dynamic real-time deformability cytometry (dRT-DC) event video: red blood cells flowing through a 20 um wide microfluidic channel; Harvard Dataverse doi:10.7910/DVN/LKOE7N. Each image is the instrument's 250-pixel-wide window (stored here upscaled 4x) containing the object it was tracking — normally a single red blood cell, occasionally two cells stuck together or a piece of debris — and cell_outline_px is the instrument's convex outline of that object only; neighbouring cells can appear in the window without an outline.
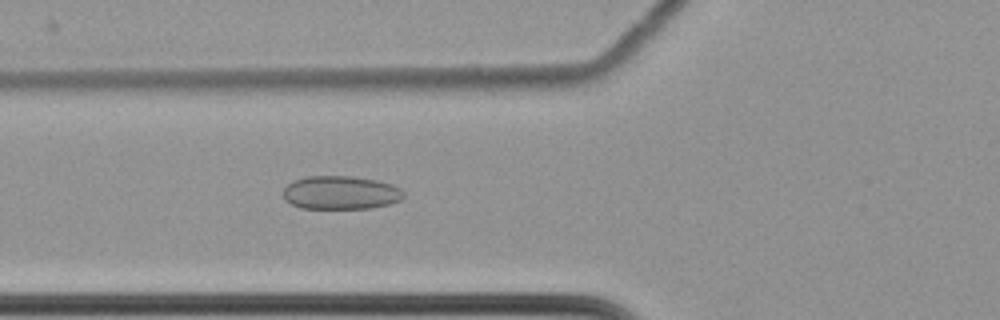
{"species": "common noctule bat (a hibernating species)", "species_latin": "Nyctalus noctula", "temperature_condition": "cold", "stored_images_in_passage": 59, "camera_frame_rate_fps": 3000, "um_per_image_px": 0.085, "animal": {"sex": "female", "body_mass_g": 22.7, "forearm_length_mm": 54.2}, "frame": {"image": 1, "passage_image": 22, "time_ms": 7.0, "image_size_px": [1000, 320], "cell_outline_px": [[404, 196], [400, 200], [388, 204], [372, 208], [300, 208], [284, 200], [284, 188], [292, 180], [308, 176], [352, 176], [376, 180], [392, 184], [400, 188], [404, 192]], "centroid_in_image_um": [28.95, 16.37], "position_along_channel_um": 96.8, "area_um2": 23.52}}
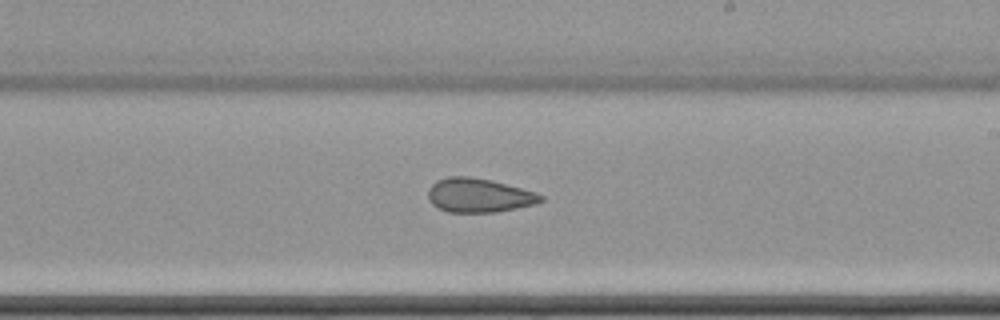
{"frame": {"image": 2, "passage_image": 35, "time_ms": 11.333, "image_size_px": [1000, 320], "cell_outline_px": [[544, 200], [536, 204], [496, 212], [448, 212], [432, 204], [428, 200], [428, 188], [436, 180], [448, 176], [468, 176], [492, 180], [536, 192], [544, 196]], "centroid_in_image_um": [40.7, 16.59], "position_along_channel_um": 248.3, "area_um2": 22.48}}
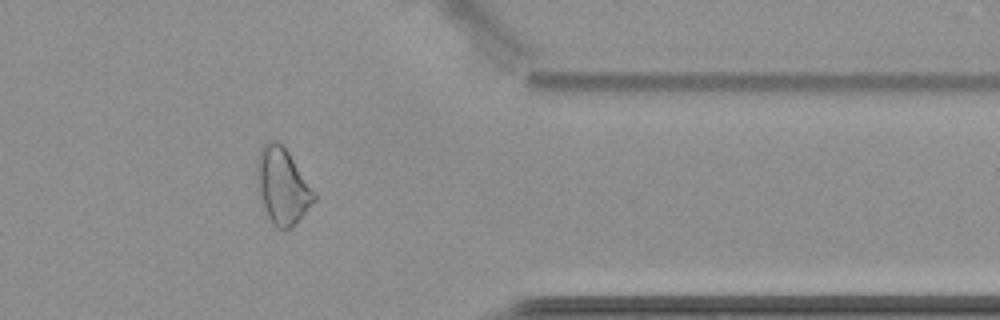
{"frame": {"image": 3, "passage_image": 48, "time_ms": 15.667, "image_size_px": [1000, 320], "cell_outline_px": [[316, 200], [284, 232], [276, 228], [272, 224], [268, 216], [260, 192], [256, 172], [256, 160], [260, 148], [268, 140], [276, 140], [288, 152], [316, 192]], "centroid_in_image_um": [24.0, 15.78], "position_along_channel_um": 387.4, "area_um2": 24.85}, "authors_computed_cell_mechanics": {"area_um2": 25.0274, "velocity_mm_per_s": 3.4917, "shape_relaxation_time_tau1_ms": null, "shape_relaxation_time_tau2_ms": 4.5934, "deformation_change_tau1": null, "deformation_change_tau2": 0.1107}}